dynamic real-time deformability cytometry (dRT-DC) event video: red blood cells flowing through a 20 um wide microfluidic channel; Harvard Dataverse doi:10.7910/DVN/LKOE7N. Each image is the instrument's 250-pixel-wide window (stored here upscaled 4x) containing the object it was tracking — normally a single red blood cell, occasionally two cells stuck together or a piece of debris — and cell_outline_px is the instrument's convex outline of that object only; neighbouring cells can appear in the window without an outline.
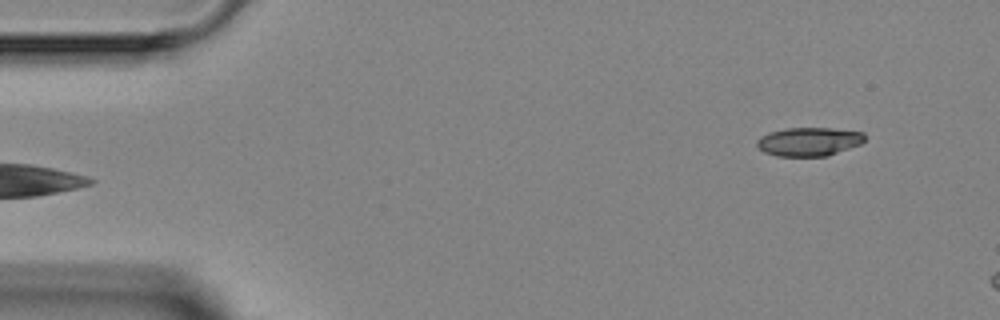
{"species": "Egyptian fruit bat (a non-hibernating species)", "species_latin": "Rousettus aegyptiacus", "temperature_condition": "room temperature", "stored_images_in_passage": 5, "segment_of_instrument_passage": [2, 2], "camera_frame_rate_fps": 3000, "um_per_image_px": 0.085, "animal": {"sex": "female"}, "frame": {"image": 1, "passage_image": 5, "time_ms": 4.667, "image_size_px": [1000, 320], "cell_outline_px": [[864, 140], [860, 144], [828, 156], [776, 156], [764, 152], [756, 144], [756, 140], [760, 136], [768, 132], [784, 128], [832, 128], [864, 132]], "centroid_in_image_um": [68.73, 12.03], "position_along_channel_um": 16.3, "area_um2": 18.09}}